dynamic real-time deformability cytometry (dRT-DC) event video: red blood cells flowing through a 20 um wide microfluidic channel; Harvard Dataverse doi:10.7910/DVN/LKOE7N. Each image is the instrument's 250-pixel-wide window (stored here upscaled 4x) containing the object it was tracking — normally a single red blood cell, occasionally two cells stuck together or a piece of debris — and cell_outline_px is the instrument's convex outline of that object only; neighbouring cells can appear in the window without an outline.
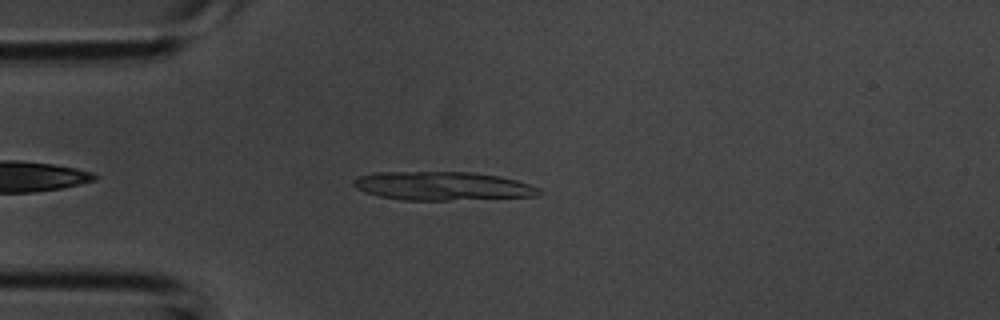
{"species": "common noctule bat (a hibernating species)", "species_latin": "Nyctalus noctula", "temperature_condition": "room temperature", "stored_images_in_passage": 3, "segment_of_instrument_passage": [1, 2], "camera_frame_rate_fps": 3000, "um_per_image_px": 0.085, "animal": {"sex": "male", "body_mass_g": 20.1, "forearm_length_mm": 53.5}, "frame": {"image": 1, "passage_image": 2, "time_ms": 0.333, "image_size_px": [1000, 320], "cell_outline_px": [[540, 192], [536, 196], [448, 200], [404, 200], [380, 196], [364, 192], [356, 188], [352, 184], [352, 180], [360, 176], [372, 172], [472, 172], [500, 176], [516, 180], [528, 184], [536, 188]], "centroid_in_image_um": [37.54, 15.8], "position_along_channel_um": 47.5, "area_um2": 30.75}}